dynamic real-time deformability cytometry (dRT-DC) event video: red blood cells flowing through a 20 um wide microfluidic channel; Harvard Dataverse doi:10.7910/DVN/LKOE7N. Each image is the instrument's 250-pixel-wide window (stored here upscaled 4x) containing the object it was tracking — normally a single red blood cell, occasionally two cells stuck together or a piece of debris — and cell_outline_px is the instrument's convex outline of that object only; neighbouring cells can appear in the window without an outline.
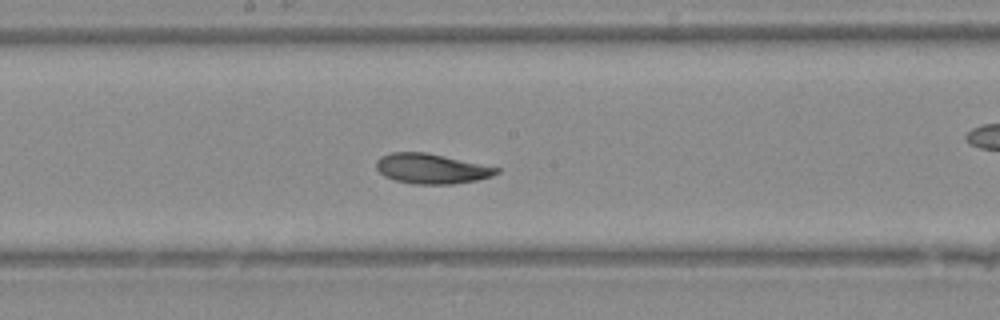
{"species": "Egyptian fruit bat (a non-hibernating species)", "species_latin": "Rousettus aegyptiacus", "temperature_condition": "warm", "stored_images_in_passage": 33, "camera_frame_rate_fps": 3000, "um_per_image_px": 0.085, "animal": {"sex": "female"}, "frame": {"image": 1, "passage_image": 19, "time_ms": 6.0, "image_size_px": [1000, 320], "cell_outline_px": [[500, 172], [492, 176], [476, 180], [452, 184], [412, 184], [396, 180], [384, 176], [376, 168], [376, 160], [380, 156], [392, 152], [424, 152], [500, 168]], "centroid_in_image_um": [36.65, 14.34], "position_along_channel_um": 211.6, "area_um2": 20.87}}
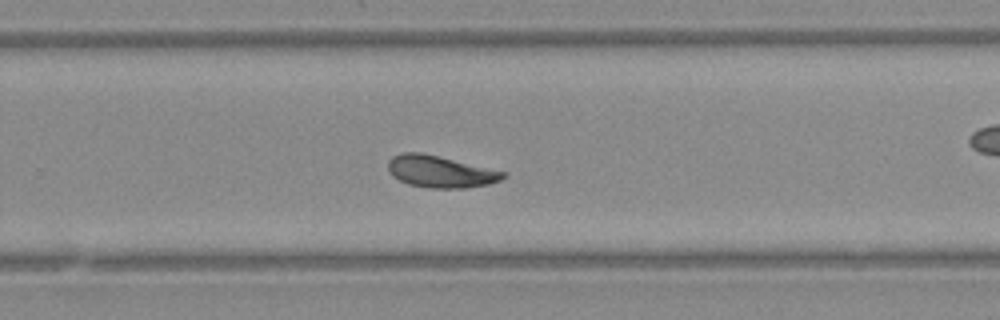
{"frame": {"image": 2, "passage_image": 24, "time_ms": 7.667, "image_size_px": [1000, 320], "cell_outline_px": [[504, 176], [500, 180], [488, 184], [464, 188], [432, 188], [408, 184], [392, 176], [388, 172], [388, 160], [392, 156], [404, 152], [420, 152], [504, 172]], "centroid_in_image_um": [37.34, 14.59], "position_along_channel_um": 292.5, "area_um2": 20.92}}